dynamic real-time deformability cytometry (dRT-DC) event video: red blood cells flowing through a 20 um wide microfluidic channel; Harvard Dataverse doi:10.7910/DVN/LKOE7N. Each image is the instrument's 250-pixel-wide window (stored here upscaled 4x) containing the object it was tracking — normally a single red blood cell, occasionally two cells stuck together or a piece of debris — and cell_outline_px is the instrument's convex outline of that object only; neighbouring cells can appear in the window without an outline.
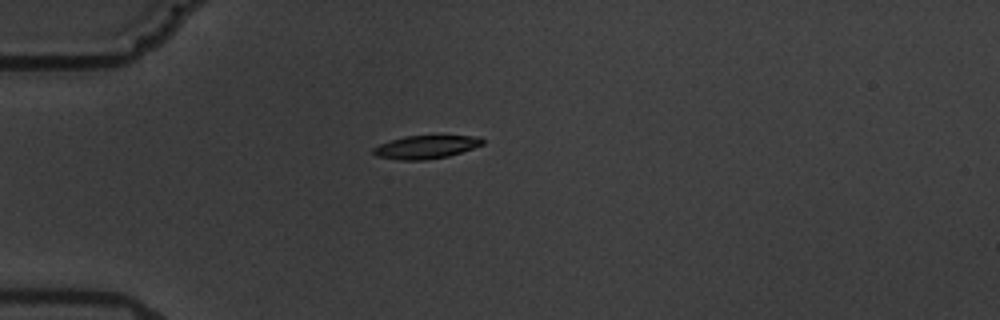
{"species": "common noctule bat (a hibernating species)", "species_latin": "Nyctalus noctula", "temperature_condition": "warm", "stored_images_in_passage": 3, "camera_frame_rate_fps": 3000, "um_per_image_px": 0.085, "animal": {"sex": "male", "body_mass_g": 19.5, "forearm_length_mm": 54.6}, "frame": {"image": 1, "passage_image": 1, "time_ms": 0.0, "image_size_px": [1000, 320], "cell_outline_px": [[484, 144], [448, 156], [424, 160], [400, 160], [376, 156], [372, 152], [372, 148], [388, 140], [404, 136], [480, 136], [484, 140]], "centroid_in_image_um": [36.17, 12.49], "position_along_channel_um": 48.8, "area_um2": 14.74}}